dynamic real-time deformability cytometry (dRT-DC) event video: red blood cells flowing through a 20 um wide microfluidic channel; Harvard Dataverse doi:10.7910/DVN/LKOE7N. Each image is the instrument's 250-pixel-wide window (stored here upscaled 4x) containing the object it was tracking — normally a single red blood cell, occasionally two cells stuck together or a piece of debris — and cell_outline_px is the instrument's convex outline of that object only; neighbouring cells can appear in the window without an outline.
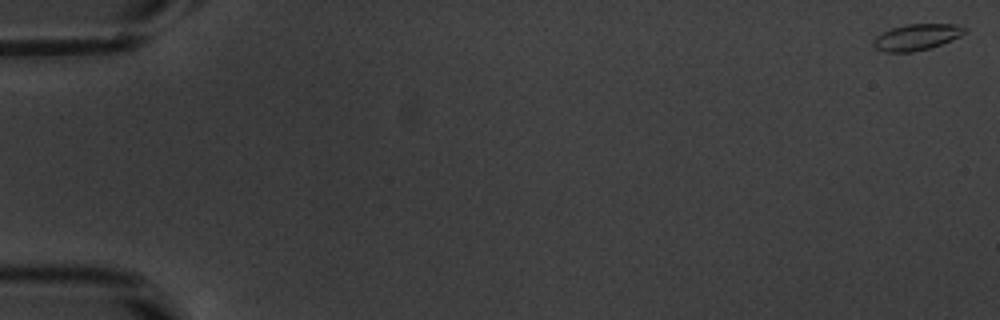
{"species": "common noctule bat (a hibernating species)", "species_latin": "Nyctalus noctula", "temperature_condition": "warm", "stored_images_in_passage": 9, "camera_frame_rate_fps": 3000, "um_per_image_px": 0.085, "animal": {"sex": "male", "body_mass_g": 20.1, "forearm_length_mm": 53.5}, "frame": {"image": 1, "passage_image": 1, "time_ms": 0.0, "image_size_px": [1000, 320], "cell_outline_px": [[968, 28], [960, 36], [952, 40], [928, 48], [912, 52], [884, 52], [876, 48], [872, 44], [872, 40], [876, 36], [892, 28], [904, 24], [956, 24]], "centroid_in_image_um": [77.9, 3.15], "position_along_channel_um": 7.1, "area_um2": 13.87}}